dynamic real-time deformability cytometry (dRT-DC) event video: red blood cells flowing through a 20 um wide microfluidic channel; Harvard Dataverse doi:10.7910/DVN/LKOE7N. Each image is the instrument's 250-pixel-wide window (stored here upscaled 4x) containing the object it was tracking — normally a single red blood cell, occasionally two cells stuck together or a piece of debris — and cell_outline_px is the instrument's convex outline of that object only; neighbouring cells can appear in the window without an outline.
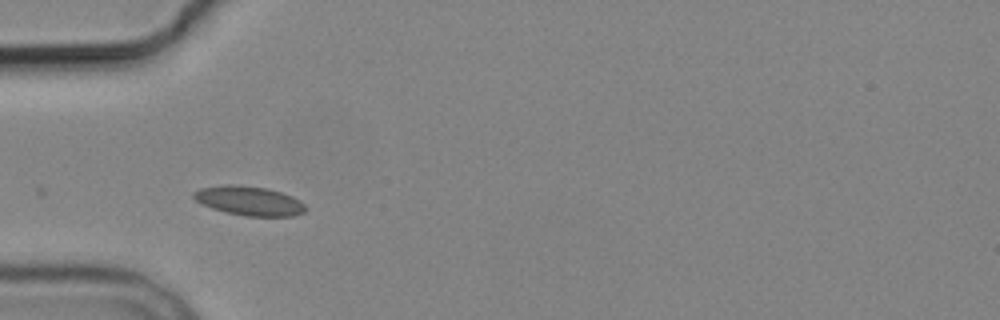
{"species": "common noctule bat (a hibernating species)", "species_latin": "Nyctalus noctula", "temperature_condition": "cold", "stored_images_in_passage": 4, "camera_frame_rate_fps": 3000, "um_per_image_px": 0.085, "animal": {"sex": "male", "body_mass_g": 19.2, "forearm_length_mm": 51.8}, "frame": {"image": 1, "passage_image": 3, "time_ms": 3.0, "image_size_px": [1000, 320], "cell_outline_px": [[308, 208], [304, 212], [292, 216], [244, 216], [212, 208], [196, 200], [192, 196], [192, 192], [200, 188], [228, 184], [268, 188], [292, 196], [300, 200]], "centroid_in_image_um": [21.2, 17.07], "position_along_channel_um": 63.8, "area_um2": 18.96}}
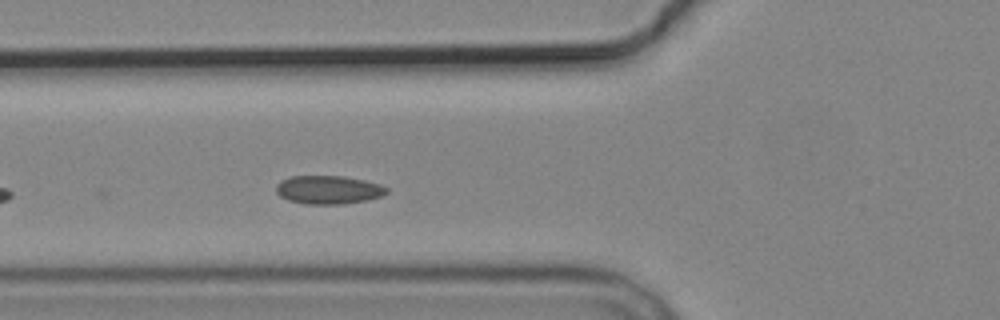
{"frame": {"image": 2, "passage_image": 4, "time_ms": 4.0, "image_size_px": [1000, 320], "cell_outline_px": [[388, 192], [380, 196], [368, 200], [344, 204], [304, 204], [288, 200], [280, 196], [276, 192], [276, 184], [280, 180], [292, 176], [344, 176], [364, 180], [380, 184], [388, 188]], "centroid_in_image_um": [27.9, 16.13], "position_along_channel_um": 97.9, "area_um2": 18.44}}